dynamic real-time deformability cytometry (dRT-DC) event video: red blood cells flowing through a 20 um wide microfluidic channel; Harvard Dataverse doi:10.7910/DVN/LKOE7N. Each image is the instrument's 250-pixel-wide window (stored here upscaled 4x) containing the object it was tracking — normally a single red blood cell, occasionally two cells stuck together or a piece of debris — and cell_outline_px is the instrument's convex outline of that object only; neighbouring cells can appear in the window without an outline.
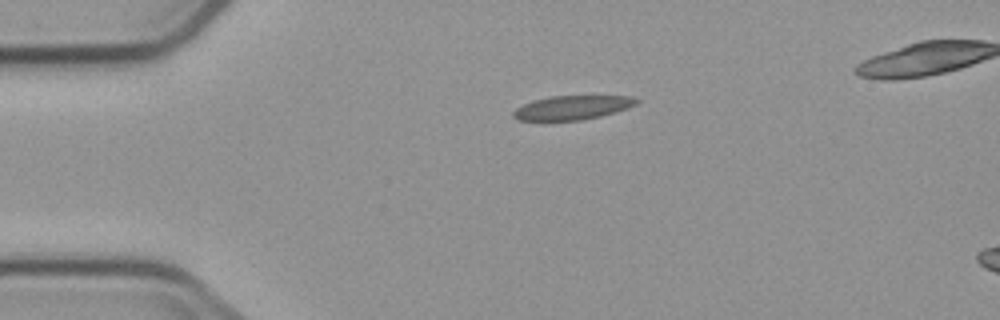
{"species": "common noctule bat (a hibernating species)", "species_latin": "Nyctalus noctula", "temperature_condition": "cold", "stored_images_in_passage": 3, "camera_frame_rate_fps": 3000, "um_per_image_px": 0.085, "animal": {"sex": "male", "body_mass_g": 23.1, "forearm_length_mm": 52.7}, "frame": {"image": 1, "passage_image": 1, "time_ms": 0.0, "image_size_px": [1000, 320], "cell_outline_px": [[640, 100], [636, 104], [628, 108], [616, 112], [600, 116], [580, 120], [520, 120], [512, 116], [512, 112], [516, 108], [532, 100], [552, 96], [632, 96]], "centroid_in_image_um": [48.66, 9.14], "position_along_channel_um": 36.3, "area_um2": 17.17}}